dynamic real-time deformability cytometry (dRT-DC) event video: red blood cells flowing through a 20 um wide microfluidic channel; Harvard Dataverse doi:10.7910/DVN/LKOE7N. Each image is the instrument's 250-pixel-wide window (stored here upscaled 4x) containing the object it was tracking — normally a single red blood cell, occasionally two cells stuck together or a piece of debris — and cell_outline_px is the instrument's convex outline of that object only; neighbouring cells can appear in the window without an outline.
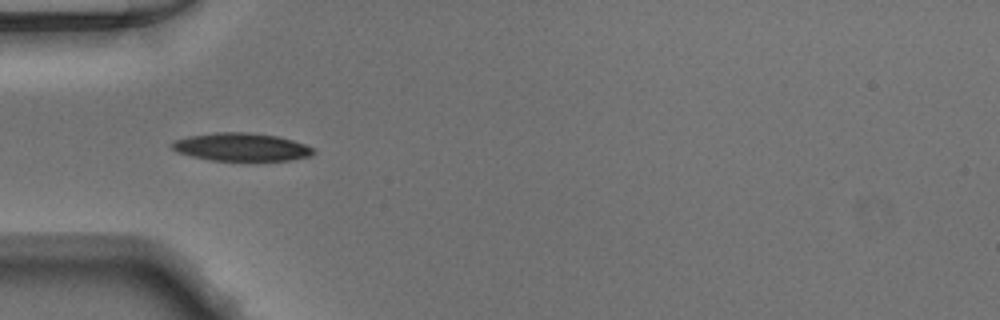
{"species": "Egyptian fruit bat (a non-hibernating species)", "species_latin": "Rousettus aegyptiacus", "temperature_condition": "warm", "stored_images_in_passage": 25, "camera_frame_rate_fps": 3000, "um_per_image_px": 0.085, "animal": {"sex": "male"}, "frame": {"image": 1, "passage_image": 4, "time_ms": 1.0, "image_size_px": [1000, 320], "cell_outline_px": [[316, 152], [312, 156], [288, 160], [212, 160], [192, 156], [176, 152], [172, 148], [172, 144], [176, 140], [188, 136], [216, 132], [248, 132], [276, 136], [292, 140], [316, 148]], "centroid_in_image_um": [20.55, 12.49], "position_along_channel_um": 64.4, "area_um2": 22.95}}